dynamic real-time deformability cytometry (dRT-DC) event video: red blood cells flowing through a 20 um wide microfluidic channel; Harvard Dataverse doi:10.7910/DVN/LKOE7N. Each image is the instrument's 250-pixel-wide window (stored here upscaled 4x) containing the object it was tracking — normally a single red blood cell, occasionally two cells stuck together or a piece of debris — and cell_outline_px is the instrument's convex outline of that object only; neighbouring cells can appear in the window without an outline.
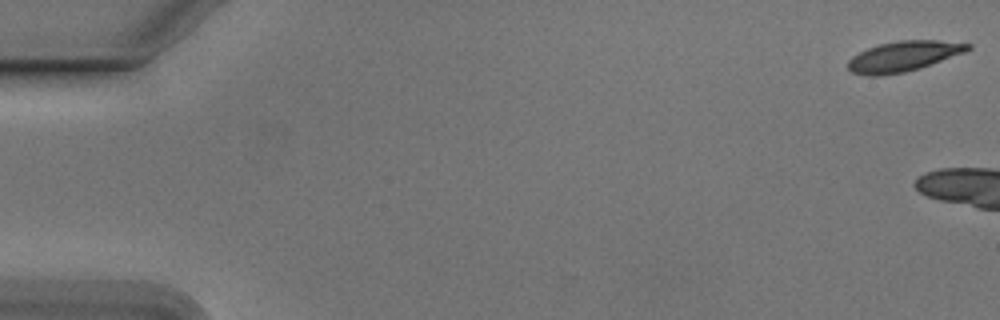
{"species": "Egyptian fruit bat (a non-hibernating species)", "species_latin": "Rousettus aegyptiacus", "temperature_condition": "cold", "stored_images_in_passage": 6, "camera_frame_rate_fps": 3000, "um_per_image_px": 0.085, "animal": {"sex": "male"}, "frame": {"image": 1, "passage_image": 1, "time_ms": 0.0, "image_size_px": [1000, 320], "cell_outline_px": [[972, 48], [964, 52], [920, 68], [904, 72], [880, 76], [868, 76], [852, 72], [848, 68], [848, 60], [852, 56], [868, 48], [880, 44], [900, 40], [936, 40], [972, 44]], "centroid_in_image_um": [76.78, 4.79], "position_along_channel_um": 8.2, "area_um2": 20.98}}